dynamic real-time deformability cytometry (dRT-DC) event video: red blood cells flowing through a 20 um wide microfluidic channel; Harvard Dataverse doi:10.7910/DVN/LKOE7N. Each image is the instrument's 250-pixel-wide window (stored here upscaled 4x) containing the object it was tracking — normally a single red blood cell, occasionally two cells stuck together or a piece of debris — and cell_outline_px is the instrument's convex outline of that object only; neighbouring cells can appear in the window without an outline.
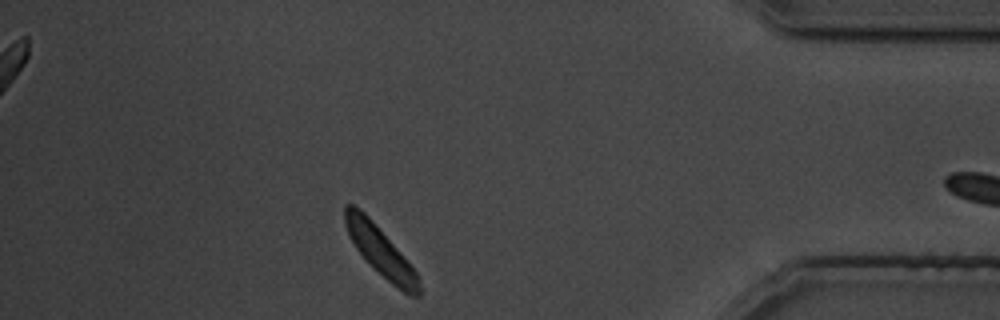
{"species": "common noctule bat (a hibernating species)", "species_latin": "Nyctalus noctula", "temperature_condition": "cold", "stored_images_in_passage": 30, "camera_frame_rate_fps": 3000, "um_per_image_px": 0.085, "animal": {"sex": "male", "body_mass_g": 19.5, "forearm_length_mm": 54.6}, "frame": {"image": 1, "passage_image": 26, "time_ms": 28.667, "image_size_px": [1000, 320], "cell_outline_px": [[420, 296], [408, 296], [392, 284], [356, 248], [348, 236], [344, 224], [344, 204], [352, 204], [360, 208], [372, 220], [396, 248], [416, 272], [420, 288]], "centroid_in_image_um": [32.3, 21.31], "position_along_channel_um": 402.9, "area_um2": 20.52}}